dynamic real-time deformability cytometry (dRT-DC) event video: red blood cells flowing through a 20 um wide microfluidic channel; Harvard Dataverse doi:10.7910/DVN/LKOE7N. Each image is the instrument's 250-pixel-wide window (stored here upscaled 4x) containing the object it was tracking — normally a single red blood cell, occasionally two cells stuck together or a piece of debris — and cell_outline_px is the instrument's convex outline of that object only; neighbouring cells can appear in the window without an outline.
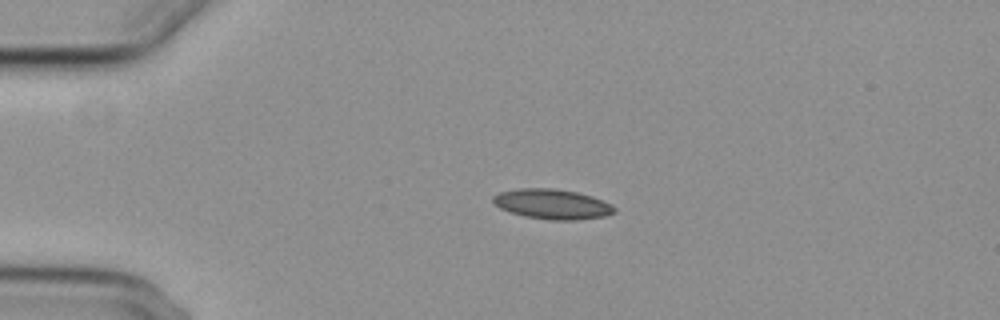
{"species": "common noctule bat (a hibernating species)", "species_latin": "Nyctalus noctula", "temperature_condition": "cold", "stored_images_in_passage": 44, "camera_frame_rate_fps": 3000, "um_per_image_px": 0.085, "animal": {"sex": "female", "body_mass_g": 29.2, "forearm_length_mm": 56.3}, "frame": {"image": 1, "passage_image": 1, "time_ms": 0.0, "image_size_px": [1000, 320], "cell_outline_px": [[616, 212], [604, 216], [576, 220], [548, 220], [524, 216], [500, 208], [492, 200], [492, 196], [500, 192], [516, 188], [552, 188], [576, 192], [592, 196], [612, 204], [616, 208]], "centroid_in_image_um": [46.95, 17.35], "position_along_channel_um": 38.0, "area_um2": 21.21}}
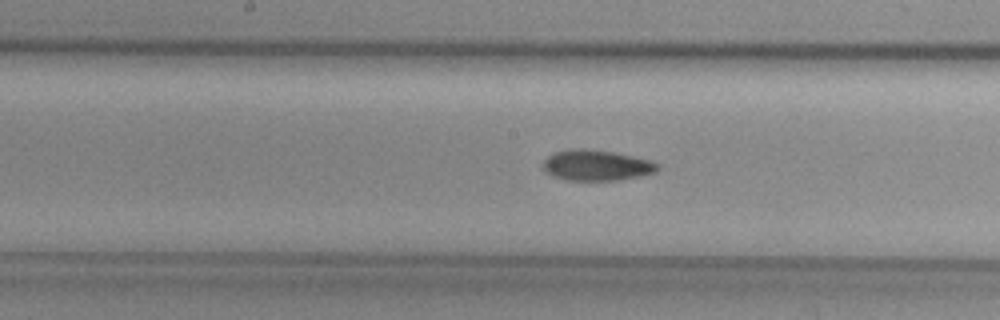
{"frame": {"image": 2, "passage_image": 17, "time_ms": 5.333, "image_size_px": [1000, 320], "cell_outline_px": [[660, 168], [656, 172], [640, 176], [616, 180], [568, 180], [552, 176], [540, 164], [552, 152], [572, 148], [584, 148], [612, 152], [632, 156], [648, 160], [660, 164]], "centroid_in_image_um": [50.68, 14.04], "position_along_channel_um": 197.5, "area_um2": 20.52}}
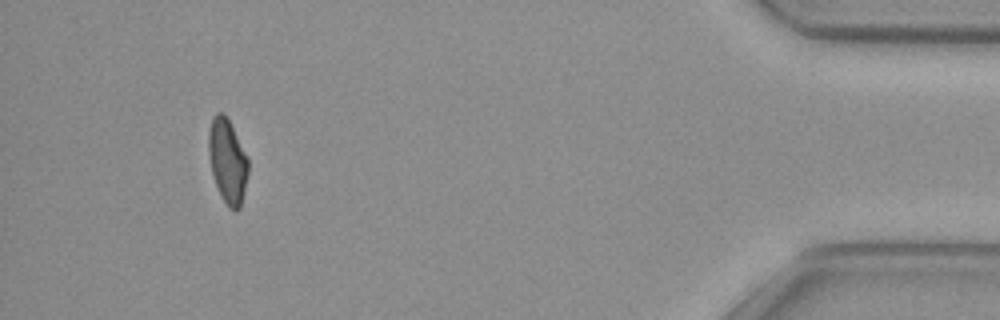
{"frame": {"image": 3, "passage_image": 40, "time_ms": 13.0, "image_size_px": [1000, 320], "cell_outline_px": [[248, 172], [244, 192], [240, 208], [236, 212], [228, 208], [216, 184], [212, 172], [208, 152], [208, 132], [212, 116], [216, 112], [220, 112], [228, 120], [248, 156]], "centroid_in_image_um": [19.34, 13.69], "position_along_channel_um": 415.9, "area_um2": 19.31}, "authors_computed_cell_mechanics": {"area_um2": 19.9988, "velocity_mm_per_s": 3.7222, "shape_relaxation_time_tau1_ms": 10.6234, "shape_relaxation_time_tau2_ms": 7.1396, "deformation_change_tau1": 0.1836, "deformation_change_tau2": 0.1116}}